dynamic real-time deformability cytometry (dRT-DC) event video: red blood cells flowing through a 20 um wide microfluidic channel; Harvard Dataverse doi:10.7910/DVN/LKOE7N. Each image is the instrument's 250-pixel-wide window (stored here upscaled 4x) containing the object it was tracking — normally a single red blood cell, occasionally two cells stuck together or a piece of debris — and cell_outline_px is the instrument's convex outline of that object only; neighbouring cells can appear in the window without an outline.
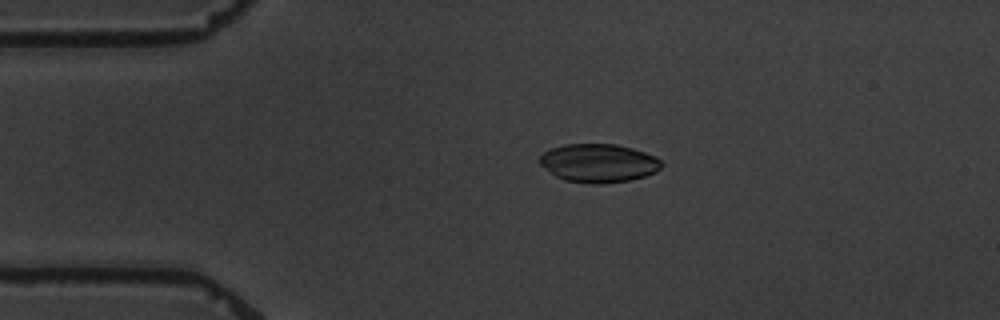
{"species": "common noctule bat (a hibernating species)", "species_latin": "Nyctalus noctula", "temperature_condition": "warm", "stored_images_in_passage": 3, "camera_frame_rate_fps": 3000, "um_per_image_px": 0.085, "animal": {"sex": "male", "body_mass_g": 19.5, "forearm_length_mm": 54.6}, "frame": {"image": 1, "passage_image": 2, "time_ms": 1.333, "image_size_px": [1000, 320], "cell_outline_px": [[664, 164], [656, 172], [644, 176], [628, 180], [600, 184], [592, 184], [564, 180], [556, 176], [540, 164], [540, 156], [544, 152], [552, 148], [564, 144], [616, 144], [632, 148], [656, 156]], "centroid_in_image_um": [50.9, 13.86], "position_along_channel_um": 34.1, "area_um2": 27.22}}